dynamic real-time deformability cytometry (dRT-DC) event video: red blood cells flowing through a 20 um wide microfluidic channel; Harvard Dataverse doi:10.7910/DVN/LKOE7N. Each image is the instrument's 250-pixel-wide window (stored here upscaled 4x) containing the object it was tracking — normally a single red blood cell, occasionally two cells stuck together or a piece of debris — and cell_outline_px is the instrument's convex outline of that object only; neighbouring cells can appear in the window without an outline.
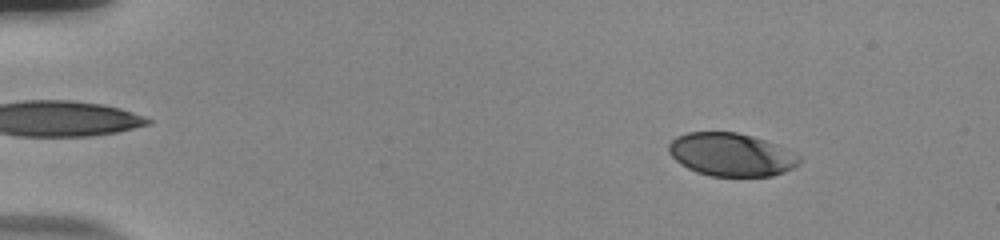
{"species": "human", "species_latin": "Homo sapiens", "temperature_condition": "room temperature", "stored_images_in_passage": 55, "camera_frame_rate_fps": 3000, "um_per_image_px": 0.085, "donor": {"sex": "male"}, "frame": {"image": 1, "passage_image": 7, "time_ms": 2.0, "image_size_px": [1000, 240], "cell_outline_px": [[800, 160], [792, 168], [784, 172], [772, 176], [708, 176], [696, 172], [680, 164], [668, 152], [668, 144], [676, 136], [688, 132], [736, 132], [752, 136], [776, 144], [800, 156]], "centroid_in_image_um": [62.11, 13.14], "position_along_channel_um": 22.9, "area_um2": 32.71}}
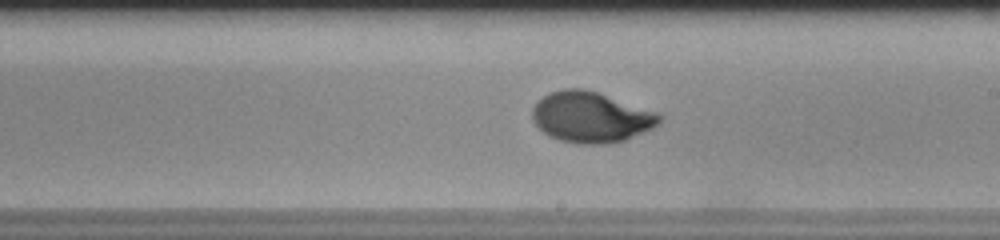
{"frame": {"image": 2, "passage_image": 33, "time_ms": 10.667, "image_size_px": [1000, 240], "cell_outline_px": [[660, 124], [644, 132], [624, 140], [612, 144], [576, 144], [560, 140], [548, 136], [532, 120], [532, 108], [536, 100], [552, 92], [564, 88], [584, 88], [656, 112], [660, 116]], "centroid_in_image_um": [50.19, 9.97], "position_along_channel_um": 238.8, "area_um2": 37.45}}
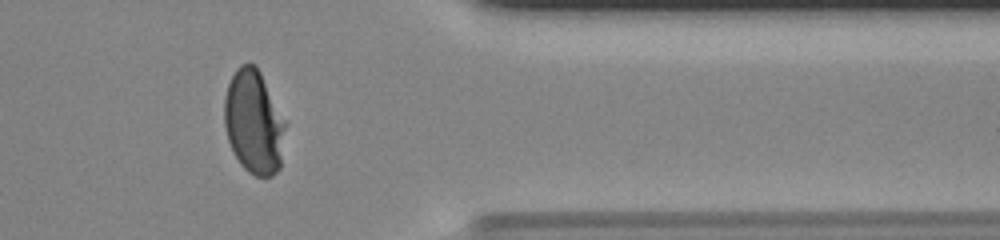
{"frame": {"image": 3, "passage_image": 46, "time_ms": 15.0, "image_size_px": [1000, 240], "cell_outline_px": [[284, 128], [280, 168], [272, 176], [256, 176], [248, 172], [240, 164], [228, 140], [224, 124], [224, 96], [228, 84], [236, 68], [240, 64], [256, 64], [284, 120]], "centroid_in_image_um": [21.54, 10.37], "position_along_channel_um": 389.9, "area_um2": 36.41}, "authors_computed_cell_mechanics": {"area_um2": 36.0094, "velocity_mm_per_s": 3.7468, "shape_relaxation_time_tau1_ms": 4.326, "shape_relaxation_time_tau2_ms": null, "deformation_change_tau1": 0.1958, "deformation_change_tau2": null}}